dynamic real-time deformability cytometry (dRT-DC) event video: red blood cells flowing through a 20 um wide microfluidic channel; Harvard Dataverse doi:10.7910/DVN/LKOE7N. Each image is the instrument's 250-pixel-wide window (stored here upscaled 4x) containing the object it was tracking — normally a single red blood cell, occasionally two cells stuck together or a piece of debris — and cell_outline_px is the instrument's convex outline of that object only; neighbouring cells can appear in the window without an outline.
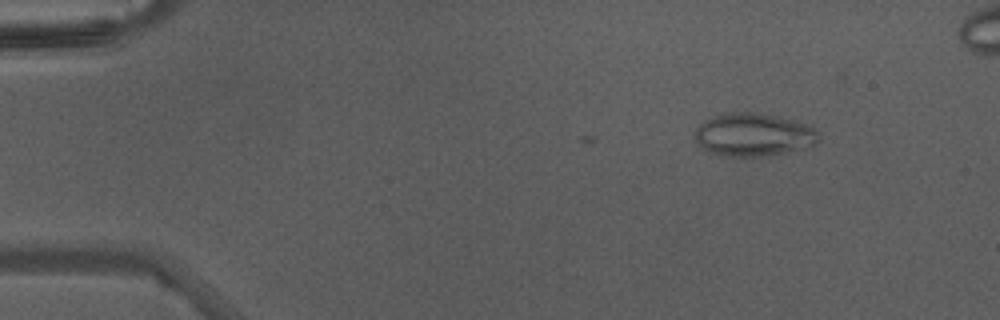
{"species": "Egyptian fruit bat (a non-hibernating species)", "species_latin": "Rousettus aegyptiacus", "temperature_condition": "warm", "stored_images_in_passage": 6, "camera_frame_rate_fps": 3000, "um_per_image_px": 0.085, "animal": {"sex": "male"}, "frame": {"image": 1, "passage_image": 6, "time_ms": 1.667, "image_size_px": [1000, 320], "cell_outline_px": [[820, 140], [816, 144], [804, 148], [764, 156], [728, 156], [712, 152], [700, 148], [696, 140], [696, 128], [704, 120], [712, 116], [728, 112], [756, 112], [800, 120], [816, 128]], "centroid_in_image_um": [64.09, 11.42], "position_along_channel_um": 20.9, "area_um2": 31.33}}